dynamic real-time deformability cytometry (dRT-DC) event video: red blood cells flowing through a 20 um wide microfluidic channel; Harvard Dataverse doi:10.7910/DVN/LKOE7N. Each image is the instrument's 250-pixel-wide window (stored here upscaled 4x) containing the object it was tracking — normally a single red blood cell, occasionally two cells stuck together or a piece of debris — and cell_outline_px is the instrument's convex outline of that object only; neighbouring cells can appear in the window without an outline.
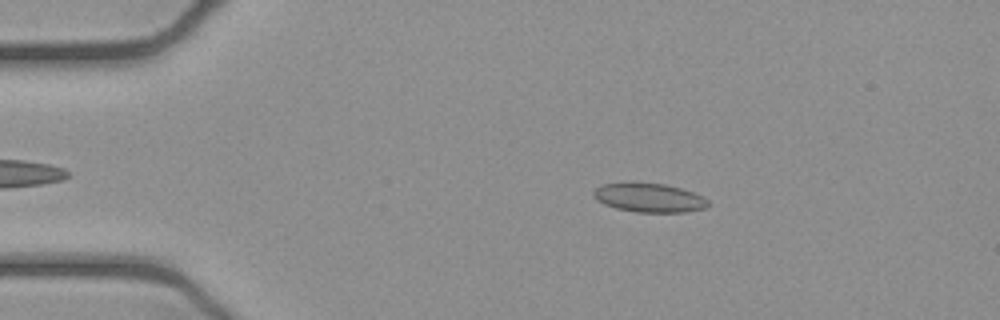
{"species": "common noctule bat (a hibernating species)", "species_latin": "Nyctalus noctula", "temperature_condition": "cold", "stored_images_in_passage": 44, "camera_frame_rate_fps": 3000, "um_per_image_px": 0.085, "animal": {"sex": "female", "body_mass_g": 21.9}, "frame": {"image": 1, "passage_image": 9, "time_ms": 2.667, "image_size_px": [1000, 320], "cell_outline_px": [[708, 204], [704, 208], [684, 212], [636, 212], [616, 208], [604, 204], [596, 200], [592, 196], [592, 192], [596, 188], [604, 184], [632, 180], [664, 184], [680, 188], [692, 192], [708, 200]], "centroid_in_image_um": [55.09, 16.77], "position_along_channel_um": 29.9, "area_um2": 19.65}}
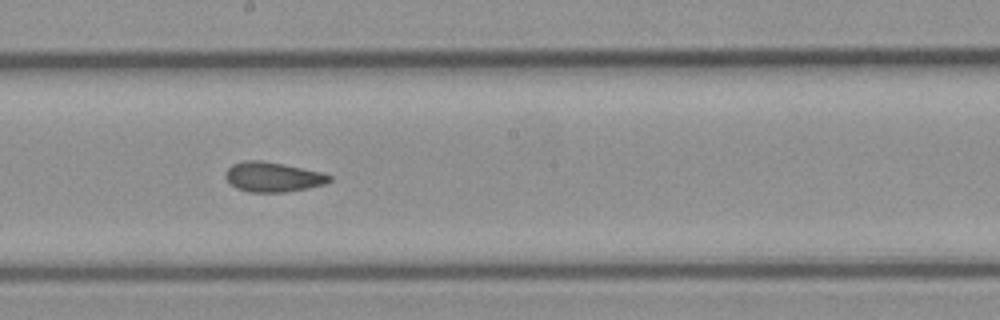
{"frame": {"image": 2, "passage_image": 28, "time_ms": 9.0, "image_size_px": [1000, 320], "cell_outline_px": [[332, 180], [324, 184], [308, 188], [284, 192], [248, 192], [236, 188], [224, 176], [228, 168], [232, 164], [244, 160], [260, 160], [284, 164], [324, 172], [332, 176]], "centroid_in_image_um": [23.22, 15.03], "position_along_channel_um": 225.0, "area_um2": 18.15}}
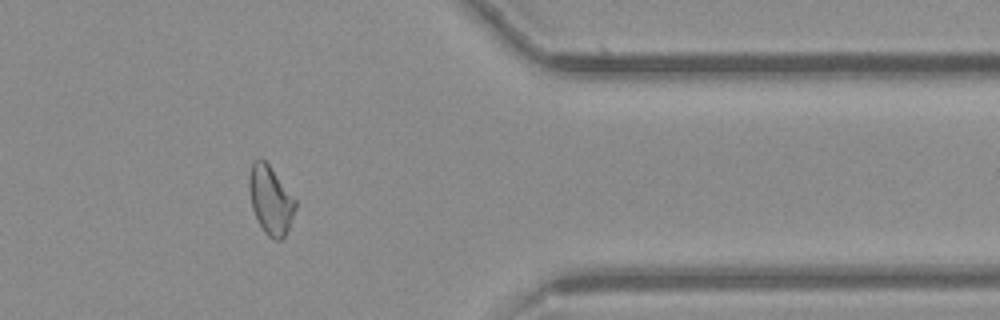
{"frame": {"image": 3, "passage_image": 42, "time_ms": 13.667, "image_size_px": [1000, 320], "cell_outline_px": [[296, 208], [288, 228], [284, 236], [280, 240], [276, 240], [268, 236], [264, 232], [252, 208], [248, 184], [248, 176], [252, 164], [260, 156], [268, 164], [296, 200]], "centroid_in_image_um": [22.98, 16.99], "position_along_channel_um": 388.4, "area_um2": 18.15}, "authors_computed_cell_mechanics": {"area_um2": 18.4382, "velocity_mm_per_s": 3.9124, "shape_relaxation_time_tau1_ms": null, "shape_relaxation_time_tau2_ms": 2.2189, "deformation_change_tau1": null, "deformation_change_tau2": 0.0675}}